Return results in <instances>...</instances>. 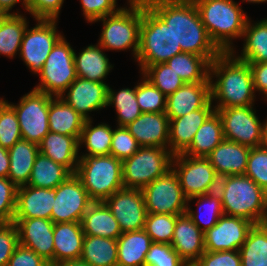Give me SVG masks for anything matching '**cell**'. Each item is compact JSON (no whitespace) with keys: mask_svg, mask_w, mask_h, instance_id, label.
Wrapping results in <instances>:
<instances>
[{"mask_svg":"<svg viewBox=\"0 0 267 266\" xmlns=\"http://www.w3.org/2000/svg\"><path fill=\"white\" fill-rule=\"evenodd\" d=\"M58 265L59 266H90L87 262H85L81 258L63 261V262H60Z\"/></svg>","mask_w":267,"mask_h":266,"instance_id":"cell-60","label":"cell"},{"mask_svg":"<svg viewBox=\"0 0 267 266\" xmlns=\"http://www.w3.org/2000/svg\"><path fill=\"white\" fill-rule=\"evenodd\" d=\"M173 154L168 148L139 147L122 161L124 188L143 189L172 169Z\"/></svg>","mask_w":267,"mask_h":266,"instance_id":"cell-8","label":"cell"},{"mask_svg":"<svg viewBox=\"0 0 267 266\" xmlns=\"http://www.w3.org/2000/svg\"><path fill=\"white\" fill-rule=\"evenodd\" d=\"M177 215L148 213L144 230L156 243L171 244Z\"/></svg>","mask_w":267,"mask_h":266,"instance_id":"cell-44","label":"cell"},{"mask_svg":"<svg viewBox=\"0 0 267 266\" xmlns=\"http://www.w3.org/2000/svg\"><path fill=\"white\" fill-rule=\"evenodd\" d=\"M126 128L137 140L140 147L168 148L169 143V117L165 112L141 113Z\"/></svg>","mask_w":267,"mask_h":266,"instance_id":"cell-20","label":"cell"},{"mask_svg":"<svg viewBox=\"0 0 267 266\" xmlns=\"http://www.w3.org/2000/svg\"><path fill=\"white\" fill-rule=\"evenodd\" d=\"M211 40L222 52H231L232 39L242 38L247 15L233 0H193Z\"/></svg>","mask_w":267,"mask_h":266,"instance_id":"cell-3","label":"cell"},{"mask_svg":"<svg viewBox=\"0 0 267 266\" xmlns=\"http://www.w3.org/2000/svg\"><path fill=\"white\" fill-rule=\"evenodd\" d=\"M171 246L188 265H193L205 252L204 233L187 213L177 215Z\"/></svg>","mask_w":267,"mask_h":266,"instance_id":"cell-22","label":"cell"},{"mask_svg":"<svg viewBox=\"0 0 267 266\" xmlns=\"http://www.w3.org/2000/svg\"><path fill=\"white\" fill-rule=\"evenodd\" d=\"M144 266H188L171 244L152 242Z\"/></svg>","mask_w":267,"mask_h":266,"instance_id":"cell-48","label":"cell"},{"mask_svg":"<svg viewBox=\"0 0 267 266\" xmlns=\"http://www.w3.org/2000/svg\"><path fill=\"white\" fill-rule=\"evenodd\" d=\"M123 232L144 229L147 217L141 189L122 188L104 201Z\"/></svg>","mask_w":267,"mask_h":266,"instance_id":"cell-15","label":"cell"},{"mask_svg":"<svg viewBox=\"0 0 267 266\" xmlns=\"http://www.w3.org/2000/svg\"><path fill=\"white\" fill-rule=\"evenodd\" d=\"M19 245V234L14 222L0 224V266H7Z\"/></svg>","mask_w":267,"mask_h":266,"instance_id":"cell-51","label":"cell"},{"mask_svg":"<svg viewBox=\"0 0 267 266\" xmlns=\"http://www.w3.org/2000/svg\"><path fill=\"white\" fill-rule=\"evenodd\" d=\"M171 29L182 52L205 57L210 63L222 51L209 37L193 0H144Z\"/></svg>","mask_w":267,"mask_h":266,"instance_id":"cell-1","label":"cell"},{"mask_svg":"<svg viewBox=\"0 0 267 266\" xmlns=\"http://www.w3.org/2000/svg\"><path fill=\"white\" fill-rule=\"evenodd\" d=\"M152 242L144 229L123 232L117 239V266H144Z\"/></svg>","mask_w":267,"mask_h":266,"instance_id":"cell-29","label":"cell"},{"mask_svg":"<svg viewBox=\"0 0 267 266\" xmlns=\"http://www.w3.org/2000/svg\"><path fill=\"white\" fill-rule=\"evenodd\" d=\"M80 146L77 137L49 132L39 144V152L75 174L80 158Z\"/></svg>","mask_w":267,"mask_h":266,"instance_id":"cell-25","label":"cell"},{"mask_svg":"<svg viewBox=\"0 0 267 266\" xmlns=\"http://www.w3.org/2000/svg\"><path fill=\"white\" fill-rule=\"evenodd\" d=\"M84 237L81 222L54 223V264L80 259Z\"/></svg>","mask_w":267,"mask_h":266,"instance_id":"cell-27","label":"cell"},{"mask_svg":"<svg viewBox=\"0 0 267 266\" xmlns=\"http://www.w3.org/2000/svg\"><path fill=\"white\" fill-rule=\"evenodd\" d=\"M117 0H80L83 14L88 22H97L100 18L116 13Z\"/></svg>","mask_w":267,"mask_h":266,"instance_id":"cell-53","label":"cell"},{"mask_svg":"<svg viewBox=\"0 0 267 266\" xmlns=\"http://www.w3.org/2000/svg\"><path fill=\"white\" fill-rule=\"evenodd\" d=\"M185 83L210 82V62L202 56L182 52L165 62Z\"/></svg>","mask_w":267,"mask_h":266,"instance_id":"cell-36","label":"cell"},{"mask_svg":"<svg viewBox=\"0 0 267 266\" xmlns=\"http://www.w3.org/2000/svg\"><path fill=\"white\" fill-rule=\"evenodd\" d=\"M192 266H241L239 250L205 251Z\"/></svg>","mask_w":267,"mask_h":266,"instance_id":"cell-52","label":"cell"},{"mask_svg":"<svg viewBox=\"0 0 267 266\" xmlns=\"http://www.w3.org/2000/svg\"><path fill=\"white\" fill-rule=\"evenodd\" d=\"M85 119L68 105L61 97L50 100L48 125L49 131L80 139Z\"/></svg>","mask_w":267,"mask_h":266,"instance_id":"cell-31","label":"cell"},{"mask_svg":"<svg viewBox=\"0 0 267 266\" xmlns=\"http://www.w3.org/2000/svg\"><path fill=\"white\" fill-rule=\"evenodd\" d=\"M243 1H247L250 3H263V2H266L267 0H243Z\"/></svg>","mask_w":267,"mask_h":266,"instance_id":"cell-61","label":"cell"},{"mask_svg":"<svg viewBox=\"0 0 267 266\" xmlns=\"http://www.w3.org/2000/svg\"><path fill=\"white\" fill-rule=\"evenodd\" d=\"M113 129L105 124L92 126V119L85 120L79 144H85L88 153L81 157L109 155Z\"/></svg>","mask_w":267,"mask_h":266,"instance_id":"cell-40","label":"cell"},{"mask_svg":"<svg viewBox=\"0 0 267 266\" xmlns=\"http://www.w3.org/2000/svg\"><path fill=\"white\" fill-rule=\"evenodd\" d=\"M48 263L33 250L19 244L11 255L7 266H46Z\"/></svg>","mask_w":267,"mask_h":266,"instance_id":"cell-55","label":"cell"},{"mask_svg":"<svg viewBox=\"0 0 267 266\" xmlns=\"http://www.w3.org/2000/svg\"><path fill=\"white\" fill-rule=\"evenodd\" d=\"M8 153L10 157L8 178L17 187L27 185L35 158L39 153V145L20 139L8 149Z\"/></svg>","mask_w":267,"mask_h":266,"instance_id":"cell-30","label":"cell"},{"mask_svg":"<svg viewBox=\"0 0 267 266\" xmlns=\"http://www.w3.org/2000/svg\"><path fill=\"white\" fill-rule=\"evenodd\" d=\"M74 52L70 43L62 36L53 46L42 70L38 73L41 83L34 89L53 97L65 94L66 89L77 78Z\"/></svg>","mask_w":267,"mask_h":266,"instance_id":"cell-9","label":"cell"},{"mask_svg":"<svg viewBox=\"0 0 267 266\" xmlns=\"http://www.w3.org/2000/svg\"><path fill=\"white\" fill-rule=\"evenodd\" d=\"M221 203L225 215L254 225L267 221V193L245 174L230 176Z\"/></svg>","mask_w":267,"mask_h":266,"instance_id":"cell-5","label":"cell"},{"mask_svg":"<svg viewBox=\"0 0 267 266\" xmlns=\"http://www.w3.org/2000/svg\"><path fill=\"white\" fill-rule=\"evenodd\" d=\"M197 199V206H198V213L194 212L191 208V206H187L186 213L190 217V219L198 226V228L205 233L208 231L210 228H212L218 221L219 218L224 214L223 209H222V203L220 200L209 197L207 195H200V196H195L192 198L188 199V205L189 201ZM204 209H203V208ZM206 210L208 219L206 220L201 217L203 215V211ZM209 214V215H208ZM201 223H204L201 226Z\"/></svg>","mask_w":267,"mask_h":266,"instance_id":"cell-42","label":"cell"},{"mask_svg":"<svg viewBox=\"0 0 267 266\" xmlns=\"http://www.w3.org/2000/svg\"><path fill=\"white\" fill-rule=\"evenodd\" d=\"M172 169L177 174L187 199L204 195L216 172L207 157L184 154L173 156Z\"/></svg>","mask_w":267,"mask_h":266,"instance_id":"cell-16","label":"cell"},{"mask_svg":"<svg viewBox=\"0 0 267 266\" xmlns=\"http://www.w3.org/2000/svg\"><path fill=\"white\" fill-rule=\"evenodd\" d=\"M212 75L216 77L215 82ZM209 79L211 100L219 101L214 108L254 105L255 89L251 68L248 63L235 57L234 49L222 52L210 63Z\"/></svg>","mask_w":267,"mask_h":266,"instance_id":"cell-2","label":"cell"},{"mask_svg":"<svg viewBox=\"0 0 267 266\" xmlns=\"http://www.w3.org/2000/svg\"><path fill=\"white\" fill-rule=\"evenodd\" d=\"M75 174L93 202H104L124 188L122 161L110 154L80 157Z\"/></svg>","mask_w":267,"mask_h":266,"instance_id":"cell-6","label":"cell"},{"mask_svg":"<svg viewBox=\"0 0 267 266\" xmlns=\"http://www.w3.org/2000/svg\"><path fill=\"white\" fill-rule=\"evenodd\" d=\"M239 253L241 266H267V223L253 225Z\"/></svg>","mask_w":267,"mask_h":266,"instance_id":"cell-38","label":"cell"},{"mask_svg":"<svg viewBox=\"0 0 267 266\" xmlns=\"http://www.w3.org/2000/svg\"><path fill=\"white\" fill-rule=\"evenodd\" d=\"M10 157L8 149L0 146V177H8Z\"/></svg>","mask_w":267,"mask_h":266,"instance_id":"cell-59","label":"cell"},{"mask_svg":"<svg viewBox=\"0 0 267 266\" xmlns=\"http://www.w3.org/2000/svg\"><path fill=\"white\" fill-rule=\"evenodd\" d=\"M254 105L215 108L221 117L224 139L249 147L265 144L266 123H261Z\"/></svg>","mask_w":267,"mask_h":266,"instance_id":"cell-10","label":"cell"},{"mask_svg":"<svg viewBox=\"0 0 267 266\" xmlns=\"http://www.w3.org/2000/svg\"><path fill=\"white\" fill-rule=\"evenodd\" d=\"M114 105L118 114V126H127L142 113L136 98V86L133 89L123 88L116 92L108 87V104Z\"/></svg>","mask_w":267,"mask_h":266,"instance_id":"cell-41","label":"cell"},{"mask_svg":"<svg viewBox=\"0 0 267 266\" xmlns=\"http://www.w3.org/2000/svg\"><path fill=\"white\" fill-rule=\"evenodd\" d=\"M108 85L77 77L66 89L61 99L78 112L85 120L91 119L88 112L100 110L108 104Z\"/></svg>","mask_w":267,"mask_h":266,"instance_id":"cell-18","label":"cell"},{"mask_svg":"<svg viewBox=\"0 0 267 266\" xmlns=\"http://www.w3.org/2000/svg\"><path fill=\"white\" fill-rule=\"evenodd\" d=\"M80 258L90 266H117V239L85 235Z\"/></svg>","mask_w":267,"mask_h":266,"instance_id":"cell-37","label":"cell"},{"mask_svg":"<svg viewBox=\"0 0 267 266\" xmlns=\"http://www.w3.org/2000/svg\"><path fill=\"white\" fill-rule=\"evenodd\" d=\"M248 64L252 71L255 92L260 91L267 98V62Z\"/></svg>","mask_w":267,"mask_h":266,"instance_id":"cell-56","label":"cell"},{"mask_svg":"<svg viewBox=\"0 0 267 266\" xmlns=\"http://www.w3.org/2000/svg\"><path fill=\"white\" fill-rule=\"evenodd\" d=\"M92 203L80 178L72 174L56 187L51 220L54 223L81 222Z\"/></svg>","mask_w":267,"mask_h":266,"instance_id":"cell-14","label":"cell"},{"mask_svg":"<svg viewBox=\"0 0 267 266\" xmlns=\"http://www.w3.org/2000/svg\"><path fill=\"white\" fill-rule=\"evenodd\" d=\"M100 45H89L78 55L74 52L77 77L104 83L113 66Z\"/></svg>","mask_w":267,"mask_h":266,"instance_id":"cell-32","label":"cell"},{"mask_svg":"<svg viewBox=\"0 0 267 266\" xmlns=\"http://www.w3.org/2000/svg\"><path fill=\"white\" fill-rule=\"evenodd\" d=\"M210 100V82L184 83L167 96L165 113L170 121L203 108Z\"/></svg>","mask_w":267,"mask_h":266,"instance_id":"cell-23","label":"cell"},{"mask_svg":"<svg viewBox=\"0 0 267 266\" xmlns=\"http://www.w3.org/2000/svg\"><path fill=\"white\" fill-rule=\"evenodd\" d=\"M53 96L33 89L17 105L8 103L16 112L22 139L39 145L50 132L48 114Z\"/></svg>","mask_w":267,"mask_h":266,"instance_id":"cell-11","label":"cell"},{"mask_svg":"<svg viewBox=\"0 0 267 266\" xmlns=\"http://www.w3.org/2000/svg\"><path fill=\"white\" fill-rule=\"evenodd\" d=\"M81 224L85 235L118 239L122 234L118 221L104 202H93Z\"/></svg>","mask_w":267,"mask_h":266,"instance_id":"cell-28","label":"cell"},{"mask_svg":"<svg viewBox=\"0 0 267 266\" xmlns=\"http://www.w3.org/2000/svg\"><path fill=\"white\" fill-rule=\"evenodd\" d=\"M245 175L267 193V145L252 147Z\"/></svg>","mask_w":267,"mask_h":266,"instance_id":"cell-47","label":"cell"},{"mask_svg":"<svg viewBox=\"0 0 267 266\" xmlns=\"http://www.w3.org/2000/svg\"><path fill=\"white\" fill-rule=\"evenodd\" d=\"M147 213L181 215L186 213L188 199L173 169L142 189Z\"/></svg>","mask_w":267,"mask_h":266,"instance_id":"cell-12","label":"cell"},{"mask_svg":"<svg viewBox=\"0 0 267 266\" xmlns=\"http://www.w3.org/2000/svg\"><path fill=\"white\" fill-rule=\"evenodd\" d=\"M253 225L244 218L223 214L219 221L204 233L205 251L239 250Z\"/></svg>","mask_w":267,"mask_h":266,"instance_id":"cell-17","label":"cell"},{"mask_svg":"<svg viewBox=\"0 0 267 266\" xmlns=\"http://www.w3.org/2000/svg\"><path fill=\"white\" fill-rule=\"evenodd\" d=\"M19 244L27 247L54 264V222L44 218H14Z\"/></svg>","mask_w":267,"mask_h":266,"instance_id":"cell-19","label":"cell"},{"mask_svg":"<svg viewBox=\"0 0 267 266\" xmlns=\"http://www.w3.org/2000/svg\"><path fill=\"white\" fill-rule=\"evenodd\" d=\"M223 140L222 120L218 112L214 111L197 130L191 145L182 154L207 157Z\"/></svg>","mask_w":267,"mask_h":266,"instance_id":"cell-33","label":"cell"},{"mask_svg":"<svg viewBox=\"0 0 267 266\" xmlns=\"http://www.w3.org/2000/svg\"><path fill=\"white\" fill-rule=\"evenodd\" d=\"M64 0H28L27 11L35 20H57Z\"/></svg>","mask_w":267,"mask_h":266,"instance_id":"cell-54","label":"cell"},{"mask_svg":"<svg viewBox=\"0 0 267 266\" xmlns=\"http://www.w3.org/2000/svg\"><path fill=\"white\" fill-rule=\"evenodd\" d=\"M130 7L121 8L103 21V30L98 45L104 50H126L133 48L134 58L139 49L140 26L142 23V0H129Z\"/></svg>","mask_w":267,"mask_h":266,"instance_id":"cell-7","label":"cell"},{"mask_svg":"<svg viewBox=\"0 0 267 266\" xmlns=\"http://www.w3.org/2000/svg\"><path fill=\"white\" fill-rule=\"evenodd\" d=\"M212 102L210 100L203 108L169 121L168 149L173 155L182 154L191 145L197 130L215 111Z\"/></svg>","mask_w":267,"mask_h":266,"instance_id":"cell-21","label":"cell"},{"mask_svg":"<svg viewBox=\"0 0 267 266\" xmlns=\"http://www.w3.org/2000/svg\"><path fill=\"white\" fill-rule=\"evenodd\" d=\"M248 18L243 31L244 45L241 56L237 59L246 63L267 62V19L250 24Z\"/></svg>","mask_w":267,"mask_h":266,"instance_id":"cell-34","label":"cell"},{"mask_svg":"<svg viewBox=\"0 0 267 266\" xmlns=\"http://www.w3.org/2000/svg\"><path fill=\"white\" fill-rule=\"evenodd\" d=\"M46 266H59L58 264L48 263Z\"/></svg>","mask_w":267,"mask_h":266,"instance_id":"cell-63","label":"cell"},{"mask_svg":"<svg viewBox=\"0 0 267 266\" xmlns=\"http://www.w3.org/2000/svg\"><path fill=\"white\" fill-rule=\"evenodd\" d=\"M265 123H266L265 144L267 145V120Z\"/></svg>","mask_w":267,"mask_h":266,"instance_id":"cell-62","label":"cell"},{"mask_svg":"<svg viewBox=\"0 0 267 266\" xmlns=\"http://www.w3.org/2000/svg\"><path fill=\"white\" fill-rule=\"evenodd\" d=\"M22 2V5L27 11V1L28 0H0V15H18L19 13H10L12 7H14L17 2Z\"/></svg>","mask_w":267,"mask_h":266,"instance_id":"cell-58","label":"cell"},{"mask_svg":"<svg viewBox=\"0 0 267 266\" xmlns=\"http://www.w3.org/2000/svg\"><path fill=\"white\" fill-rule=\"evenodd\" d=\"M20 139L22 136L16 112L8 101L0 99V146L10 149Z\"/></svg>","mask_w":267,"mask_h":266,"instance_id":"cell-45","label":"cell"},{"mask_svg":"<svg viewBox=\"0 0 267 266\" xmlns=\"http://www.w3.org/2000/svg\"><path fill=\"white\" fill-rule=\"evenodd\" d=\"M70 175L72 173L65 166L39 152L35 158L27 185L45 189L56 188Z\"/></svg>","mask_w":267,"mask_h":266,"instance_id":"cell-35","label":"cell"},{"mask_svg":"<svg viewBox=\"0 0 267 266\" xmlns=\"http://www.w3.org/2000/svg\"><path fill=\"white\" fill-rule=\"evenodd\" d=\"M136 98L142 113L166 111L167 97L145 77L136 85Z\"/></svg>","mask_w":267,"mask_h":266,"instance_id":"cell-46","label":"cell"},{"mask_svg":"<svg viewBox=\"0 0 267 266\" xmlns=\"http://www.w3.org/2000/svg\"><path fill=\"white\" fill-rule=\"evenodd\" d=\"M17 190L8 177H0V224L13 222Z\"/></svg>","mask_w":267,"mask_h":266,"instance_id":"cell-50","label":"cell"},{"mask_svg":"<svg viewBox=\"0 0 267 266\" xmlns=\"http://www.w3.org/2000/svg\"><path fill=\"white\" fill-rule=\"evenodd\" d=\"M27 23L26 17L21 14L0 15V55L12 58L20 51Z\"/></svg>","mask_w":267,"mask_h":266,"instance_id":"cell-39","label":"cell"},{"mask_svg":"<svg viewBox=\"0 0 267 266\" xmlns=\"http://www.w3.org/2000/svg\"><path fill=\"white\" fill-rule=\"evenodd\" d=\"M56 188L45 189L29 185L18 187L14 218H44L51 220Z\"/></svg>","mask_w":267,"mask_h":266,"instance_id":"cell-24","label":"cell"},{"mask_svg":"<svg viewBox=\"0 0 267 266\" xmlns=\"http://www.w3.org/2000/svg\"><path fill=\"white\" fill-rule=\"evenodd\" d=\"M142 75L166 97L173 94L185 83L166 63L148 66Z\"/></svg>","mask_w":267,"mask_h":266,"instance_id":"cell-43","label":"cell"},{"mask_svg":"<svg viewBox=\"0 0 267 266\" xmlns=\"http://www.w3.org/2000/svg\"><path fill=\"white\" fill-rule=\"evenodd\" d=\"M230 174L223 172H215L212 182L209 184L205 195L209 197L216 198L218 200H222L226 184L230 178Z\"/></svg>","mask_w":267,"mask_h":266,"instance_id":"cell-57","label":"cell"},{"mask_svg":"<svg viewBox=\"0 0 267 266\" xmlns=\"http://www.w3.org/2000/svg\"><path fill=\"white\" fill-rule=\"evenodd\" d=\"M139 147L137 140L125 126H117V129L113 130L110 155L123 161L136 153Z\"/></svg>","mask_w":267,"mask_h":266,"instance_id":"cell-49","label":"cell"},{"mask_svg":"<svg viewBox=\"0 0 267 266\" xmlns=\"http://www.w3.org/2000/svg\"><path fill=\"white\" fill-rule=\"evenodd\" d=\"M251 147L224 139L207 156L215 171L233 175L245 174Z\"/></svg>","mask_w":267,"mask_h":266,"instance_id":"cell-26","label":"cell"},{"mask_svg":"<svg viewBox=\"0 0 267 266\" xmlns=\"http://www.w3.org/2000/svg\"><path fill=\"white\" fill-rule=\"evenodd\" d=\"M37 21L34 28L28 29L27 26L18 52L31 72L35 74L42 70L53 46L62 37L56 30L57 20L38 19Z\"/></svg>","mask_w":267,"mask_h":266,"instance_id":"cell-13","label":"cell"},{"mask_svg":"<svg viewBox=\"0 0 267 266\" xmlns=\"http://www.w3.org/2000/svg\"><path fill=\"white\" fill-rule=\"evenodd\" d=\"M179 53H182L181 46H177L171 29L142 0V23L136 57L141 71L148 66L165 63Z\"/></svg>","mask_w":267,"mask_h":266,"instance_id":"cell-4","label":"cell"}]
</instances>
